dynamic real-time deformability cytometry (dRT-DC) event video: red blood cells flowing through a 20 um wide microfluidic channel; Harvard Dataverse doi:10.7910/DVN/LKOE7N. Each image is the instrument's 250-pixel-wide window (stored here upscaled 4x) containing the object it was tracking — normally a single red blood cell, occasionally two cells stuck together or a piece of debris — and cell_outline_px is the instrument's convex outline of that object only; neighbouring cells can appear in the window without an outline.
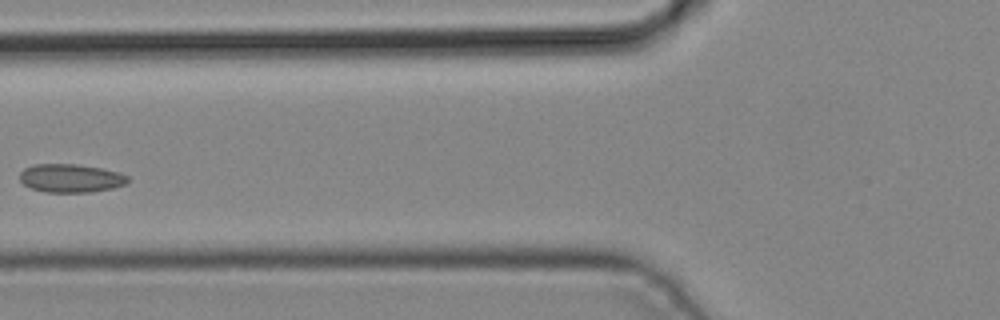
{"species": "common noctule bat (a hibernating species)", "species_latin": "Nyctalus noctula", "temperature_condition": "cold", "stored_images_in_passage": 5, "camera_frame_rate_fps": 3000, "um_per_image_px": 0.085, "animal": {"sex": "male", "body_mass_g": 19.2, "forearm_length_mm": 51.8}, "frame": {"image": 1, "passage_image": 5, "time_ms": 1.333, "image_size_px": [1000, 320], "cell_outline_px": [[128, 180], [124, 184], [112, 188], [92, 192], [44, 192], [32, 188], [24, 184], [20, 180], [20, 172], [24, 168], [32, 164], [76, 164], [100, 168], [116, 172], [128, 176]], "centroid_in_image_um": [5.97, 15.14], "position_along_channel_um": 119.8, "area_um2": 17.74}}